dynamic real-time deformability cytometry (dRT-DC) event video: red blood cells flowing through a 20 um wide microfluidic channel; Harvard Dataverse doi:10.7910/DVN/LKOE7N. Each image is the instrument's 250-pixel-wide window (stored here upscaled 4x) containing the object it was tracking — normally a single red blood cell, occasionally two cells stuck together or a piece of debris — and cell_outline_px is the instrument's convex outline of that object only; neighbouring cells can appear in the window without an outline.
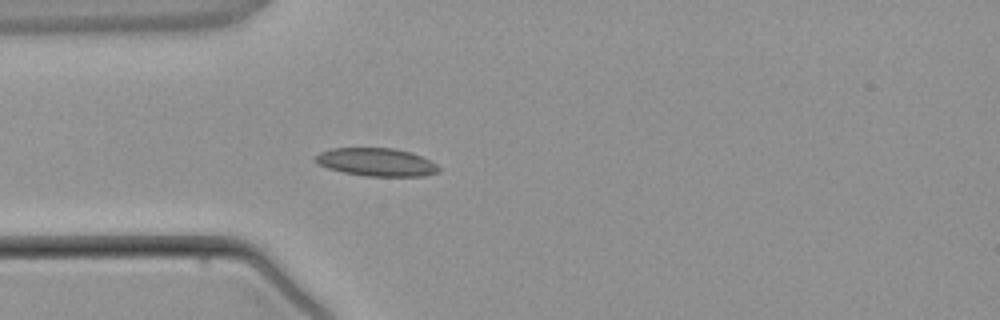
{"species": "common noctule bat (a hibernating species)", "species_latin": "Nyctalus noctula", "temperature_condition": "warm", "stored_images_in_passage": 2, "camera_frame_rate_fps": 3000, "um_per_image_px": 0.085, "animal": {"sex": "male", "body_mass_g": 21.5, "forearm_length_mm": 52.0}, "frame": {"image": 1, "passage_image": 2, "time_ms": 1.333, "image_size_px": [1000, 320], "cell_outline_px": [[440, 172], [424, 176], [364, 176], [344, 172], [328, 168], [316, 164], [312, 160], [320, 152], [332, 148], [392, 148], [412, 152], [436, 164], [440, 168]], "centroid_in_image_um": [31.97, 13.78], "position_along_channel_um": 53.0, "area_um2": 20.23}}